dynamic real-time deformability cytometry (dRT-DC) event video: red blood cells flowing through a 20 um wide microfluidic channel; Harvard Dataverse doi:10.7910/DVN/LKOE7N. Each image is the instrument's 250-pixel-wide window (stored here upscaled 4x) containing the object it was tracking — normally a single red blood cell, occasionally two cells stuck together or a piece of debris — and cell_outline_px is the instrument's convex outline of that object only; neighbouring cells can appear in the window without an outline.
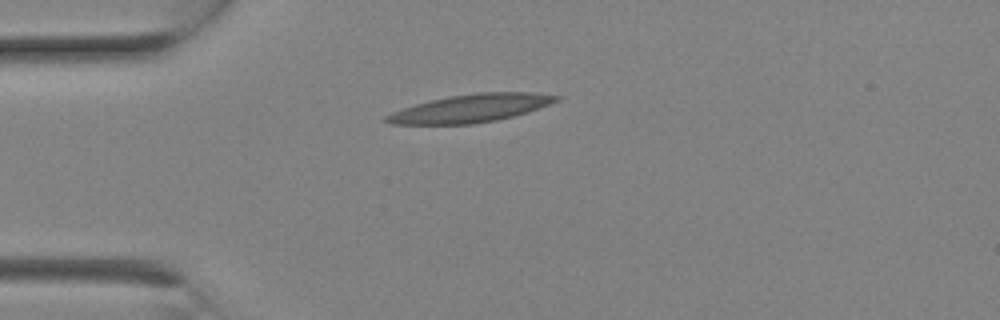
{"species": "Egyptian fruit bat (a non-hibernating species)", "species_latin": "Rousettus aegyptiacus", "temperature_condition": "room temperature", "stored_images_in_passage": 2, "camera_frame_rate_fps": 3000, "um_per_image_px": 0.085, "animal": {"sex": "female"}, "frame": {"image": 1, "passage_image": 2, "time_ms": 0.333, "image_size_px": [1000, 320], "cell_outline_px": [[560, 100], [528, 112], [496, 120], [472, 124], [388, 124], [380, 120], [384, 116], [392, 112], [416, 104], [448, 96], [476, 92], [536, 92], [560, 96]], "centroid_in_image_um": [39.99, 9.2], "position_along_channel_um": 45.0, "area_um2": 27.74}}